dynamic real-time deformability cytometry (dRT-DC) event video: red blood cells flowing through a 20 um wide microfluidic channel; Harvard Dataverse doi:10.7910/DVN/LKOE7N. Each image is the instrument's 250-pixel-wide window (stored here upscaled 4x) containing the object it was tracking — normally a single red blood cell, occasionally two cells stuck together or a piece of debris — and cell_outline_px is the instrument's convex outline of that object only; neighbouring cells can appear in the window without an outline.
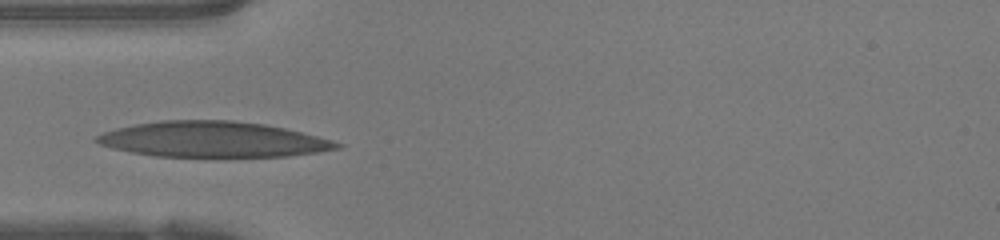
{"species": "human", "species_latin": "Homo sapiens", "temperature_condition": "warm", "stored_images_in_passage": 25, "camera_frame_rate_fps": 3000, "um_per_image_px": 0.085, "donor": {"sex": "female"}, "frame": {"image": 1, "passage_image": 1, "time_ms": 0.0, "image_size_px": [1000, 240], "cell_outline_px": [[344, 144], [340, 148], [316, 152], [288, 156], [152, 156], [112, 148], [100, 144], [92, 140], [96, 136], [104, 132], [116, 128], [136, 124], [160, 120], [232, 120], [264, 124], [284, 128], [332, 140]], "centroid_in_image_um": [18.06, 11.84], "position_along_channel_um": 66.9, "area_um2": 49.48}}
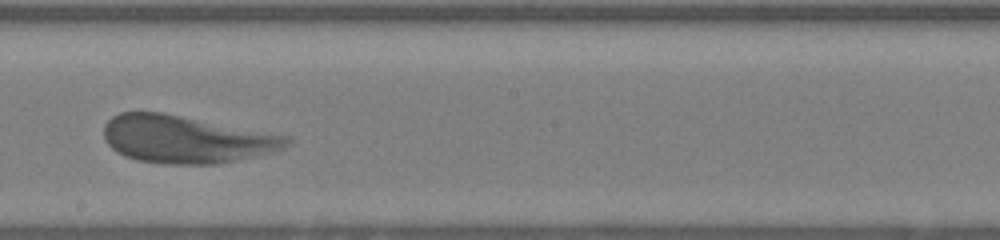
{"frame": {"image": 2, "passage_image": 13, "time_ms": 4.0, "image_size_px": [1000, 240], "cell_outline_px": [[292, 140], [284, 148], [220, 164], [164, 164], [136, 160], [124, 156], [116, 152], [104, 140], [104, 124], [112, 116], [120, 112], [160, 112], [288, 136]], "centroid_in_image_um": [15.74, 11.84], "position_along_channel_um": 232.5, "area_um2": 50.29}}
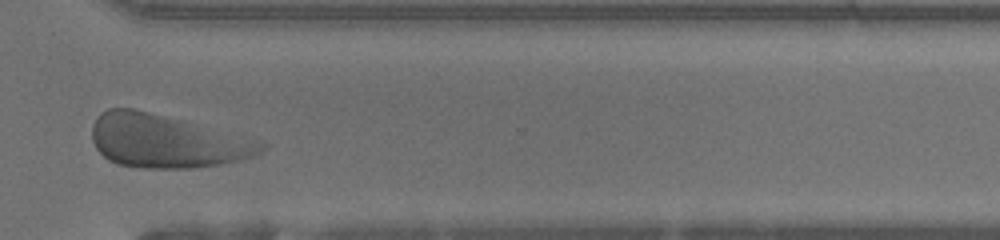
{"frame": {"image": 3, "passage_image": 22, "time_ms": 7.0, "image_size_px": [1000, 240], "cell_outline_px": [[268, 144], [260, 152], [252, 156], [220, 164], [192, 168], [140, 168], [116, 164], [108, 160], [96, 148], [92, 140], [92, 124], [96, 116], [100, 112], [108, 108], [132, 108], [184, 120]], "centroid_in_image_um": [14.04, 12.0], "position_along_channel_um": 356.6, "area_um2": 52.02}}